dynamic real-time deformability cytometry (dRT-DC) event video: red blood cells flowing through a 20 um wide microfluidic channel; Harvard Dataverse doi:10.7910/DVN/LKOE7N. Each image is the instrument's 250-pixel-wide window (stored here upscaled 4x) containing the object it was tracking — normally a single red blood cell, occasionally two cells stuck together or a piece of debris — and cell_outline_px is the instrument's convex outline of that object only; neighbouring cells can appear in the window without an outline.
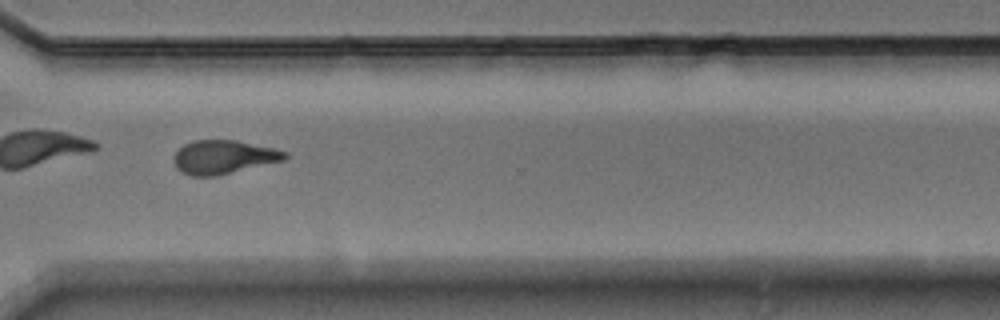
{"species": "Egyptian fruit bat (a non-hibernating species)", "species_latin": "Rousettus aegyptiacus", "temperature_condition": "warm", "stored_images_in_passage": 51, "camera_frame_rate_fps": 3000, "um_per_image_px": 0.085, "animal": {"sex": "male"}, "frame": {"image": 1, "passage_image": 37, "time_ms": 12.0, "image_size_px": [1000, 320], "cell_outline_px": [[288, 156], [284, 160], [216, 176], [188, 176], [180, 172], [176, 168], [172, 160], [176, 152], [184, 144], [192, 140], [236, 140], [276, 148], [288, 152]], "centroid_in_image_um": [18.98, 13.35], "position_along_channel_um": 351.6, "area_um2": 22.02}}
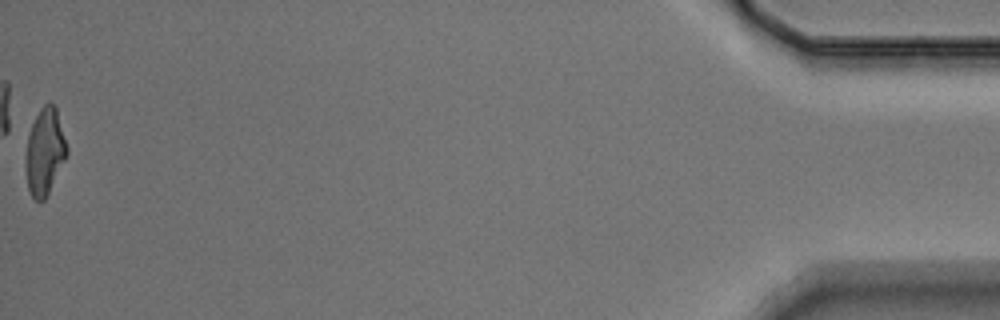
{"frame": {"image": 2, "passage_image": 51, "time_ms": 16.667, "image_size_px": [1000, 320], "cell_outline_px": [[68, 152], [44, 200], [36, 200], [32, 196], [28, 188], [24, 164], [24, 132], [40, 108], [44, 104], [52, 104], [56, 108], [68, 148]], "centroid_in_image_um": [3.72, 12.82], "position_along_channel_um": 431.5, "area_um2": 21.33}, "authors_computed_cell_mechanics": {"area_um2": 22.1374, "velocity_mm_per_s": 3.7346, "shape_relaxation_time_tau1_ms": 5.3312, "shape_relaxation_time_tau2_ms": 5.1937, "deformation_change_tau1": 0.1877, "deformation_change_tau2": 0.1466}}